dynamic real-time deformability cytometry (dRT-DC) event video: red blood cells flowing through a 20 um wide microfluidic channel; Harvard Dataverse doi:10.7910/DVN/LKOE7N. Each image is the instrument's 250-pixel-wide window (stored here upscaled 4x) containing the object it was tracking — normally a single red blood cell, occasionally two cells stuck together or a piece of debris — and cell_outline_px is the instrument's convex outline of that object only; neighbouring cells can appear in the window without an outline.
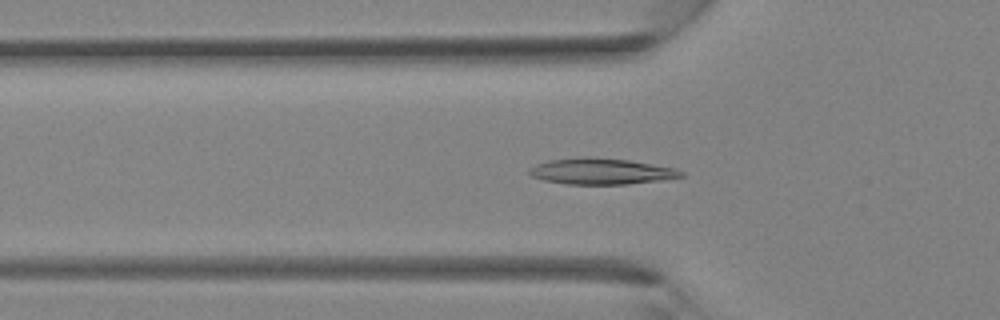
{"species": "Egyptian fruit bat (a non-hibernating species)", "species_latin": "Rousettus aegyptiacus", "temperature_condition": "room temperature", "stored_images_in_passage": 32, "camera_frame_rate_fps": 3000, "um_per_image_px": 0.085, "animal": {"sex": "female"}, "frame": {"image": 1, "passage_image": 8, "time_ms": 2.333, "image_size_px": [1000, 320], "cell_outline_px": [[684, 176], [660, 180], [628, 184], [568, 184], [544, 180], [532, 176], [528, 172], [528, 168], [536, 164], [548, 160], [580, 156], [592, 156], [628, 160], [676, 168], [684, 172]], "centroid_in_image_um": [51.07, 14.54], "position_along_channel_um": 74.7, "area_um2": 23.24}}
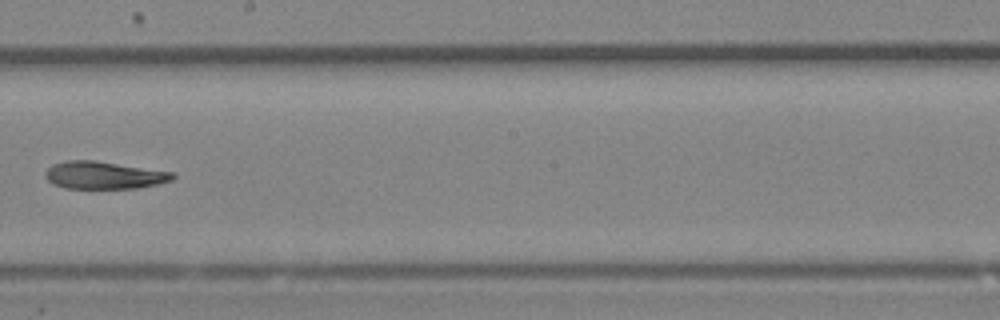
{"frame": {"image": 2, "passage_image": 17, "time_ms": 5.333, "image_size_px": [1000, 320], "cell_outline_px": [[176, 176], [172, 180], [156, 184], [136, 188], [64, 188], [52, 184], [44, 176], [44, 172], [52, 164], [68, 160], [96, 160], [172, 172]], "centroid_in_image_um": [8.79, 14.88], "position_along_channel_um": 239.4, "area_um2": 20.4}}
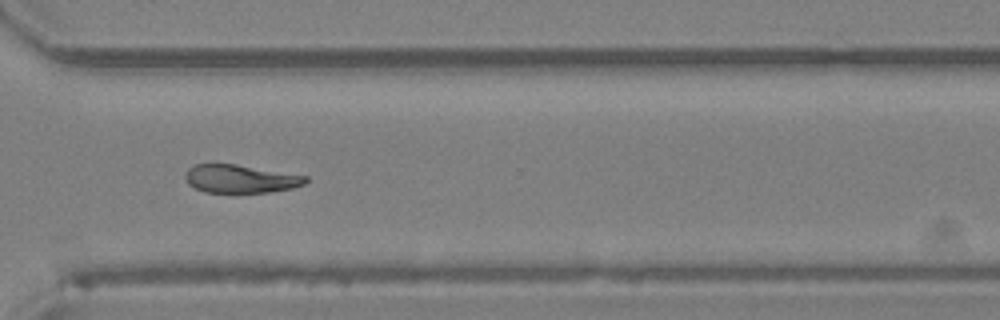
{"frame": {"image": 3, "passage_image": 23, "time_ms": 7.333, "image_size_px": [1000, 320], "cell_outline_px": [[308, 180], [304, 184], [292, 188], [268, 192], [204, 192], [188, 184], [184, 176], [184, 172], [188, 168], [196, 164], [236, 164], [308, 176]], "centroid_in_image_um": [20.42, 15.19], "position_along_channel_um": 350.2, "area_um2": 19.71}}